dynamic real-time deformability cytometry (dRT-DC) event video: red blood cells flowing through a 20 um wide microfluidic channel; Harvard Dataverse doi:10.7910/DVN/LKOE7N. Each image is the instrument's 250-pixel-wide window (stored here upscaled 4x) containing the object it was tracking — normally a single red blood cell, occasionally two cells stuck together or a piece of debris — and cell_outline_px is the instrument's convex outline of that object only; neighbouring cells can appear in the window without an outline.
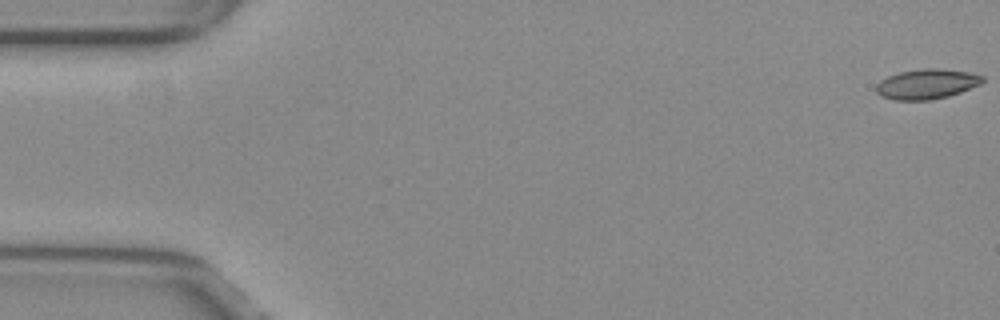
{"species": "common noctule bat (a hibernating species)", "species_latin": "Nyctalus noctula", "temperature_condition": "warm", "stored_images_in_passage": 39, "camera_frame_rate_fps": 3000, "um_per_image_px": 0.085, "animal": {"sex": "female", "body_mass_g": 29.2, "forearm_length_mm": 56.3}, "frame": {"image": 1, "passage_image": 1, "time_ms": 0.0, "image_size_px": [1000, 320], "cell_outline_px": [[984, 80], [980, 84], [960, 92], [948, 96], [932, 100], [896, 100], [880, 96], [876, 92], [876, 84], [880, 80], [888, 76], [900, 72], [920, 68], [936, 68], [968, 72], [984, 76]], "centroid_in_image_um": [78.75, 7.14], "position_along_channel_um": 6.3, "area_um2": 18.61}}
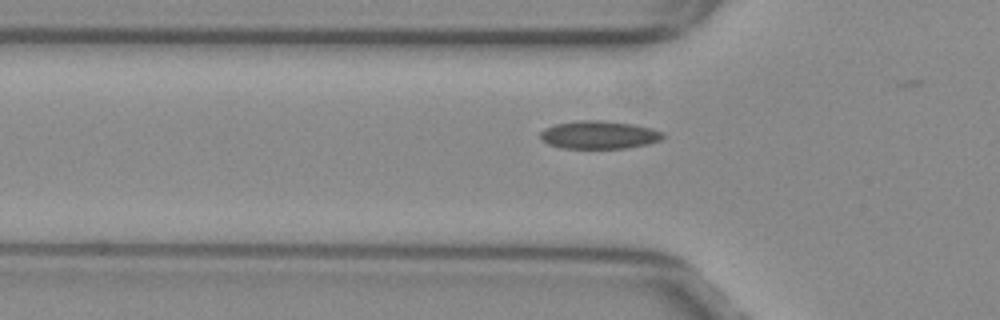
{"frame": {"image": 2, "passage_image": 18, "time_ms": 5.667, "image_size_px": [1000, 320], "cell_outline_px": [[664, 136], [660, 140], [648, 144], [624, 148], [560, 148], [548, 144], [540, 136], [540, 132], [544, 128], [556, 124], [580, 120], [604, 120], [636, 124], [652, 128], [664, 132]], "centroid_in_image_um": [50.94, 11.45], "position_along_channel_um": 74.9, "area_um2": 20.11}}
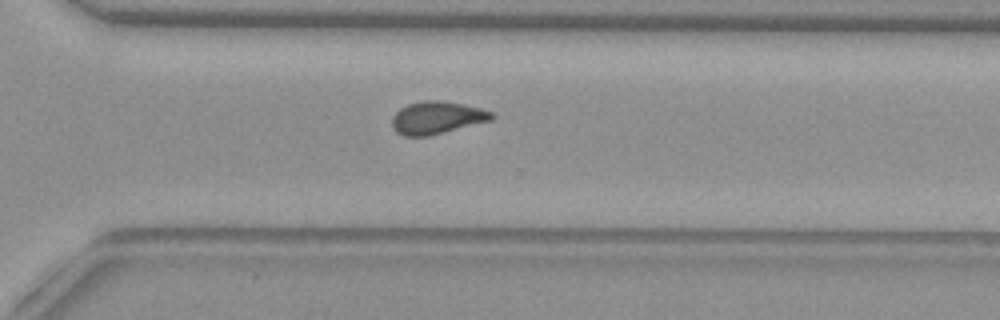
{"frame": {"image": 3, "passage_image": 38, "time_ms": 12.333, "image_size_px": [1000, 320], "cell_outline_px": [[496, 116], [492, 120], [428, 136], [404, 136], [396, 132], [392, 128], [392, 116], [400, 108], [408, 104], [424, 100], [440, 100], [464, 104], [480, 108], [492, 112]], "centroid_in_image_um": [37.12, 10.0], "position_along_channel_um": 333.5, "area_um2": 18.96}}